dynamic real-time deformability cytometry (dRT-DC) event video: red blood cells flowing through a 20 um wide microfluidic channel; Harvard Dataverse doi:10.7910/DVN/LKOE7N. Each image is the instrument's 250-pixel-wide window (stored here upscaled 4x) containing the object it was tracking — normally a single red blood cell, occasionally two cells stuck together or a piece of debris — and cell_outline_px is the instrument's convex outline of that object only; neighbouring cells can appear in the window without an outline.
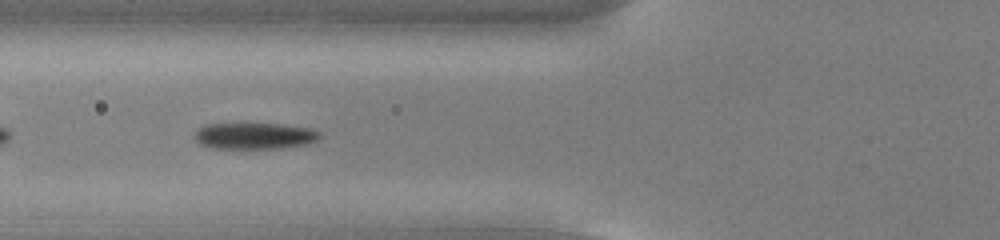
{"species": "common noctule bat (a hibernating species)", "species_latin": "Nyctalus noctula", "temperature_condition": "cold", "stored_images_in_passage": 39, "camera_frame_rate_fps": 3000, "um_per_image_px": 0.085, "animal": {"sex": "male", "body_mass_g": 13.0, "forearm_length_mm": 53.1}, "frame": {"image": 1, "passage_image": 5, "time_ms": 1.333, "image_size_px": [1000, 240], "cell_outline_px": [[324, 136], [320, 140], [308, 144], [280, 148], [212, 148], [200, 144], [196, 140], [196, 128], [204, 124], [280, 124], [312, 128], [320, 132]], "centroid_in_image_um": [21.7, 11.55], "position_along_channel_um": 104.1, "area_um2": 19.42}}
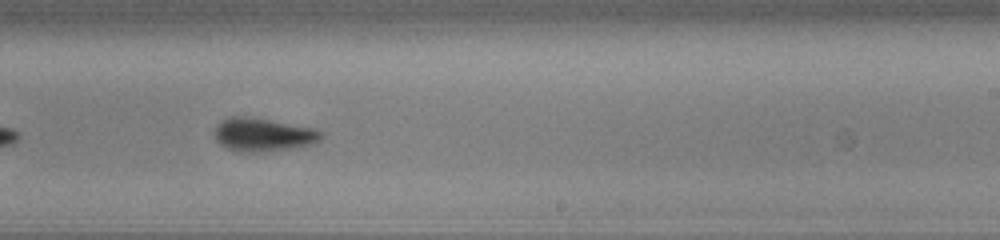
{"frame": {"image": 2, "passage_image": 18, "time_ms": 5.667, "image_size_px": [1000, 240], "cell_outline_px": [[324, 136], [316, 144], [292, 148], [264, 152], [236, 152], [220, 144], [216, 140], [216, 124], [220, 120], [232, 116], [240, 116], [268, 120], [316, 128], [324, 132]], "centroid_in_image_um": [22.41, 11.46], "position_along_channel_um": 266.6, "area_um2": 20.87}}
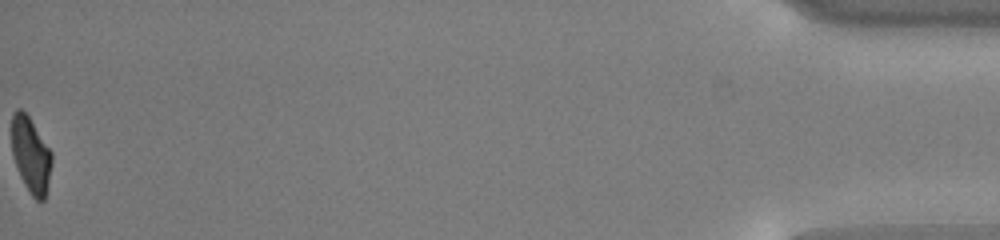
{"frame": {"image": 3, "passage_image": 39, "time_ms": 12.667, "image_size_px": [1000, 240], "cell_outline_px": [[52, 164], [44, 200], [36, 200], [32, 196], [24, 184], [20, 176], [12, 156], [12, 112], [16, 108], [20, 108], [28, 116], [52, 152]], "centroid_in_image_um": [2.61, 13.16], "position_along_channel_um": 432.6, "area_um2": 17.57}, "authors_computed_cell_mechanics": {"area_um2": 20.0566, "velocity_mm_per_s": 3.7525, "shape_relaxation_time_tau1_ms": 3.1229, "shape_relaxation_time_tau2_ms": 2.2108, "deformation_change_tau1": 0.1545, "deformation_change_tau2": 0.0686}}